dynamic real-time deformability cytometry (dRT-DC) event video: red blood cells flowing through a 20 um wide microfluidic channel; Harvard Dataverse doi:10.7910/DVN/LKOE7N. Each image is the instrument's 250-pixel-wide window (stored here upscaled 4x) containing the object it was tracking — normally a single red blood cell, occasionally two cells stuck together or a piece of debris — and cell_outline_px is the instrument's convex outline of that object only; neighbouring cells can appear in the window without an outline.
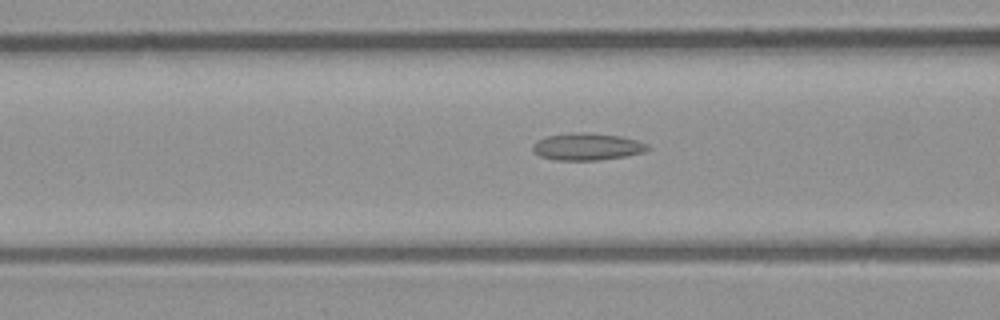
{"species": "common noctule bat (a hibernating species)", "species_latin": "Nyctalus noctula", "temperature_condition": "room temperature", "stored_images_in_passage": 31, "camera_frame_rate_fps": 3000, "um_per_image_px": 0.085, "animal": {"sex": "male", "body_mass_g": 23.1, "forearm_length_mm": 52.7}, "frame": {"image": 1, "passage_image": 6, "time_ms": 1.667, "image_size_px": [1000, 320], "cell_outline_px": [[652, 148], [644, 152], [624, 156], [596, 160], [556, 160], [540, 156], [532, 148], [532, 144], [536, 140], [544, 136], [572, 132], [588, 132], [620, 136], [636, 140], [648, 144]], "centroid_in_image_um": [49.89, 12.45], "position_along_channel_um": 116.7, "area_um2": 18.26}}
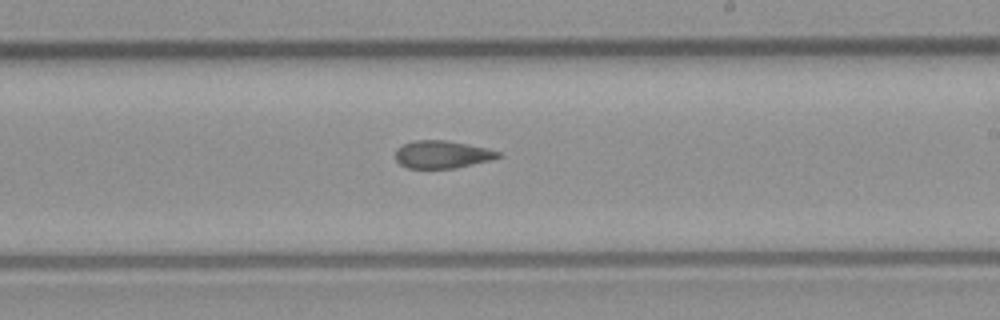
{"frame": {"image": 2, "passage_image": 16, "time_ms": 5.0, "image_size_px": [1000, 320], "cell_outline_px": [[504, 156], [456, 168], [408, 168], [400, 164], [396, 160], [396, 148], [404, 144], [416, 140], [448, 140], [488, 148], [500, 152]], "centroid_in_image_um": [37.59, 13.12], "position_along_channel_um": 251.4, "area_um2": 16.53}}
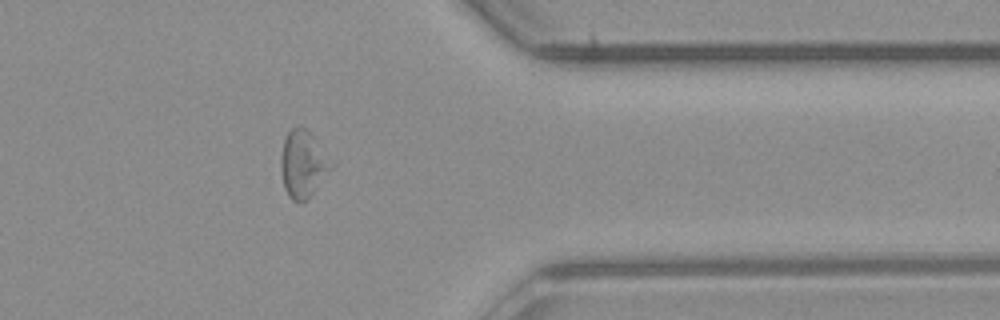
{"frame": {"image": 3, "passage_image": 27, "time_ms": 8.667, "image_size_px": [1000, 320], "cell_outline_px": [[332, 168], [312, 192], [300, 204], [292, 200], [288, 196], [284, 188], [280, 168], [280, 160], [284, 140], [288, 132], [292, 128], [304, 128], [312, 136], [332, 164]], "centroid_in_image_um": [25.69, 13.98], "position_along_channel_um": 385.7, "area_um2": 18.84}, "authors_computed_cell_mechanics": {"area_um2": 17.5134, "velocity_mm_per_s": 4.0418, "shape_relaxation_time_tau1_ms": null, "shape_relaxation_time_tau2_ms": 2.5149, "deformation_change_tau1": null, "deformation_change_tau2": 0.099}}